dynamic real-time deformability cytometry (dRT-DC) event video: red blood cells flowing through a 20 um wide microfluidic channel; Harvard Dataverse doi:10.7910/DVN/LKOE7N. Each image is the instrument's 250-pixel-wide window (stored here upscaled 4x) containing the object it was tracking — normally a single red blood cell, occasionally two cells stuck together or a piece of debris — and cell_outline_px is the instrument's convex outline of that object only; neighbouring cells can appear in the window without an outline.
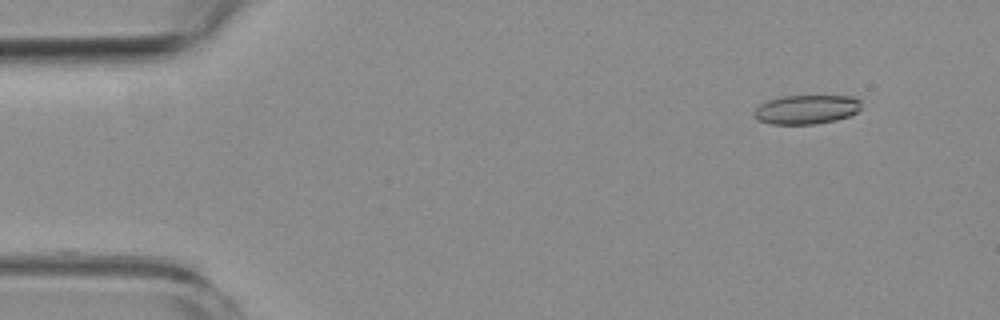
{"species": "common noctule bat (a hibernating species)", "species_latin": "Nyctalus noctula", "temperature_condition": "room temperature", "stored_images_in_passage": 4, "segment_of_instrument_passage": [2, 2], "camera_frame_rate_fps": 3000, "um_per_image_px": 0.085, "animal": {"sex": "female", "body_mass_g": 19.3, "forearm_length_mm": 54.1}, "frame": {"image": 1, "passage_image": 4, "time_ms": 4.333, "image_size_px": [1000, 320], "cell_outline_px": [[860, 108], [856, 112], [848, 116], [836, 120], [816, 124], [772, 124], [760, 120], [752, 112], [760, 104], [768, 100], [784, 96], [852, 96], [860, 100]], "centroid_in_image_um": [68.55, 9.3], "position_along_channel_um": 16.5, "area_um2": 18.03}}